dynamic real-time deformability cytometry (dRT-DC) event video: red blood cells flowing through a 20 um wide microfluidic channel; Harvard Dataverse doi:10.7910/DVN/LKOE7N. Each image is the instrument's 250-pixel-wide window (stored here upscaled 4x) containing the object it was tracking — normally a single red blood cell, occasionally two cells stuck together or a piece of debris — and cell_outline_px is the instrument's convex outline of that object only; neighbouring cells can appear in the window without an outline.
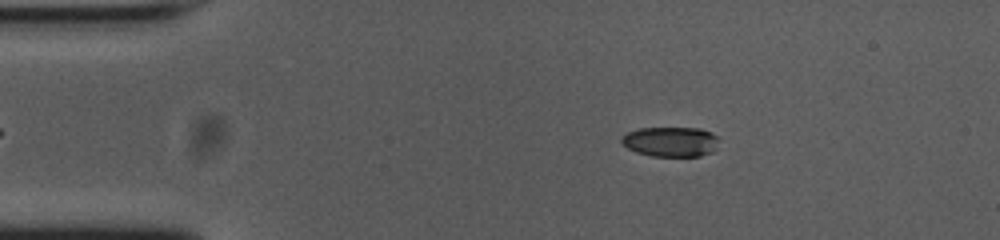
{"species": "common noctule bat (a hibernating species)", "species_latin": "Nyctalus noctula", "temperature_condition": "cold", "stored_images_in_passage": 54, "camera_frame_rate_fps": 3000, "um_per_image_px": 0.085, "animal": {"sex": "female", "body_mass_g": 23.0, "forearm_length_mm": 53.4}, "frame": {"image": 1, "passage_image": 9, "time_ms": 2.667, "image_size_px": [1000, 240], "cell_outline_px": [[716, 148], [712, 152], [700, 156], [652, 156], [636, 152], [628, 148], [620, 140], [620, 136], [628, 132], [640, 128], [700, 128], [712, 132], [716, 136]], "centroid_in_image_um": [56.99, 12.04], "position_along_channel_um": 28.0, "area_um2": 16.94}}
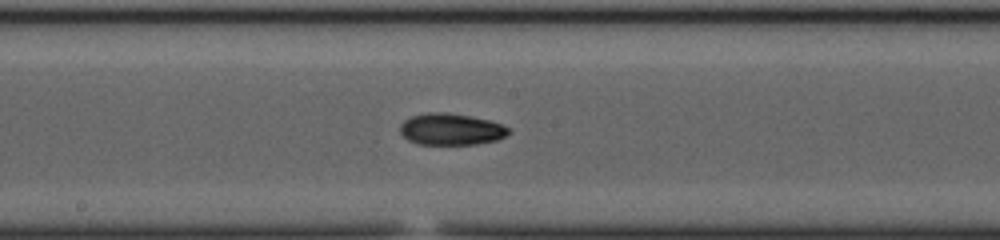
{"frame": {"image": 2, "passage_image": 28, "time_ms": 9.0, "image_size_px": [1000, 240], "cell_outline_px": [[512, 132], [496, 140], [476, 144], [416, 144], [408, 140], [400, 132], [400, 124], [404, 120], [412, 116], [428, 112], [444, 112], [472, 116], [488, 120], [500, 124], [508, 128]], "centroid_in_image_um": [38.31, 10.98], "position_along_channel_um": 209.9, "area_um2": 19.94}}
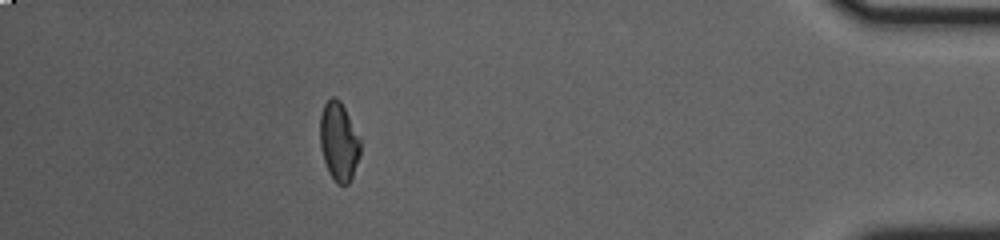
{"frame": {"image": 3, "passage_image": 48, "time_ms": 15.667, "image_size_px": [1000, 240], "cell_outline_px": [[360, 152], [352, 176], [348, 184], [336, 184], [328, 172], [324, 160], [320, 144], [320, 116], [324, 104], [332, 96], [336, 96], [340, 100], [360, 136]], "centroid_in_image_um": [28.79, 12.01], "position_along_channel_um": 406.4, "area_um2": 18.5}, "authors_computed_cell_mechanics": {"area_um2": 19.2763, "velocity_mm_per_s": 3.7645, "shape_relaxation_time_tau1_ms": null, "shape_relaxation_time_tau2_ms": 5.2985, "deformation_change_tau1": null, "deformation_change_tau2": 0.1013}}